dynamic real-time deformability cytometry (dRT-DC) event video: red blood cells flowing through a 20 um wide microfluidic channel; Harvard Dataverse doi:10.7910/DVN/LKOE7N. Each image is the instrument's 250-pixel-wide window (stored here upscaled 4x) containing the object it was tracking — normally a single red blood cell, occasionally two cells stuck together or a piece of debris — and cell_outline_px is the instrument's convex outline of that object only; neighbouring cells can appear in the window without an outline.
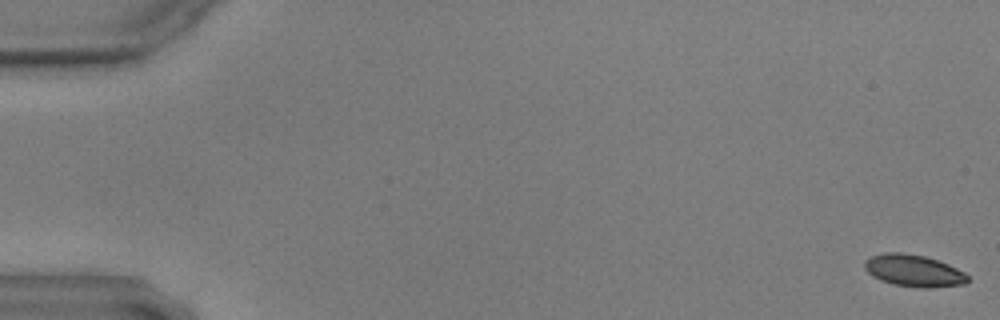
{"species": "common noctule bat (a hibernating species)", "species_latin": "Nyctalus noctula", "temperature_condition": "warm", "stored_images_in_passage": 59, "camera_frame_rate_fps": 3000, "um_per_image_px": 0.085, "animal": {"sex": "male", "body_mass_g": 17.9, "forearm_length_mm": 54.2}, "frame": {"image": 1, "passage_image": 1, "time_ms": 0.0, "image_size_px": [1000, 320], "cell_outline_px": [[968, 280], [964, 284], [928, 288], [920, 288], [892, 284], [880, 280], [872, 276], [864, 268], [864, 260], [872, 256], [884, 252], [900, 252], [924, 256], [948, 264], [964, 272], [968, 276]], "centroid_in_image_um": [77.63, 23.01], "position_along_channel_um": 7.4, "area_um2": 19.19}}
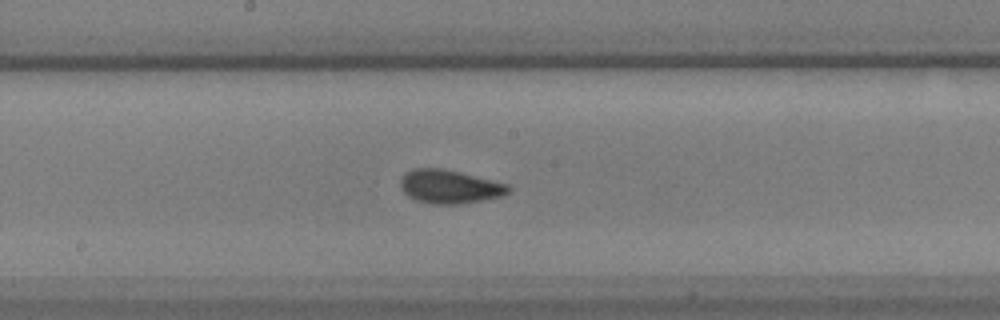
{"frame": {"image": 2, "passage_image": 32, "time_ms": 10.333, "image_size_px": [1000, 320], "cell_outline_px": [[512, 188], [508, 192], [500, 196], [460, 204], [432, 204], [416, 200], [408, 196], [400, 188], [400, 180], [404, 172], [412, 168], [440, 168], [460, 172], [508, 184]], "centroid_in_image_um": [38.16, 15.85], "position_along_channel_um": 210.0, "area_um2": 21.1}}
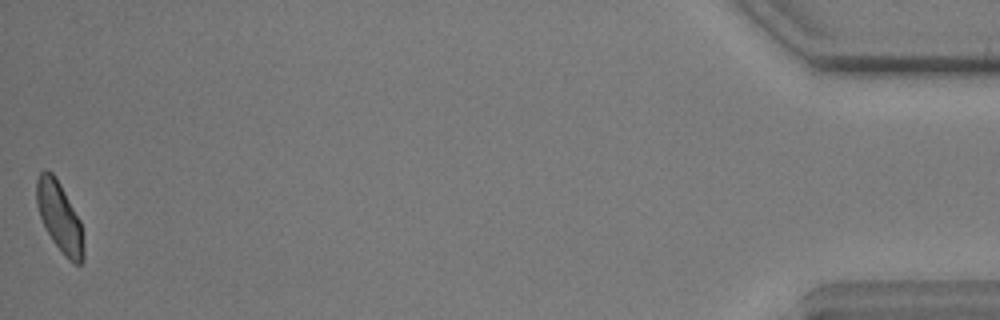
{"frame": {"image": 3, "passage_image": 59, "time_ms": 19.333, "image_size_px": [1000, 320], "cell_outline_px": [[84, 260], [80, 264], [72, 264], [64, 256], [52, 240], [40, 216], [36, 204], [36, 180], [40, 172], [44, 168], [52, 172], [56, 176], [80, 220], [84, 248]], "centroid_in_image_um": [5.06, 18.45], "position_along_channel_um": 430.1, "area_um2": 19.25}}